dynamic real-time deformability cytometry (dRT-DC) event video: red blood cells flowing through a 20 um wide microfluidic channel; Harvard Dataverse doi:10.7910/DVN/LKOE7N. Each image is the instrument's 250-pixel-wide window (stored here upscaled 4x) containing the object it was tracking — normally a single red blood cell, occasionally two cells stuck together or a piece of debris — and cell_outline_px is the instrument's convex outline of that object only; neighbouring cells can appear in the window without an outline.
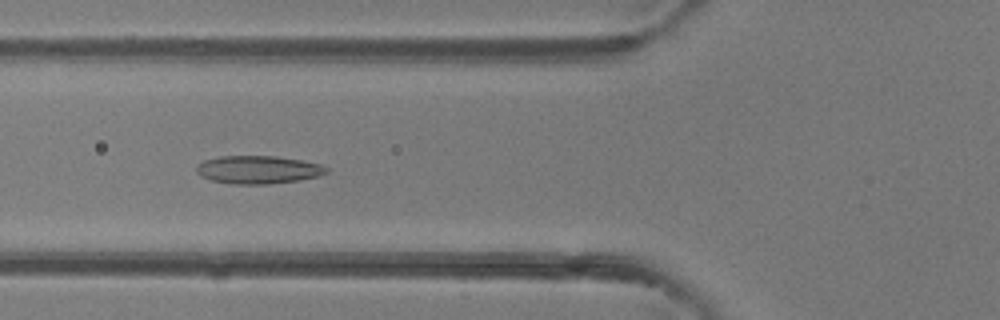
{"species": "common noctule bat (a hibernating species)", "species_latin": "Nyctalus noctula", "temperature_condition": "room temperature", "stored_images_in_passage": 47, "camera_frame_rate_fps": 3000, "um_per_image_px": 0.085, "animal": {"sex": "female"}, "frame": {"image": 1, "passage_image": 18, "time_ms": 5.667, "image_size_px": [1000, 320], "cell_outline_px": [[328, 172], [316, 176], [300, 180], [268, 184], [232, 184], [212, 180], [200, 176], [196, 172], [196, 164], [204, 160], [220, 156], [276, 156], [300, 160], [320, 164], [328, 168]], "centroid_in_image_um": [21.9, 14.42], "position_along_channel_um": 103.9, "area_um2": 21.21}}
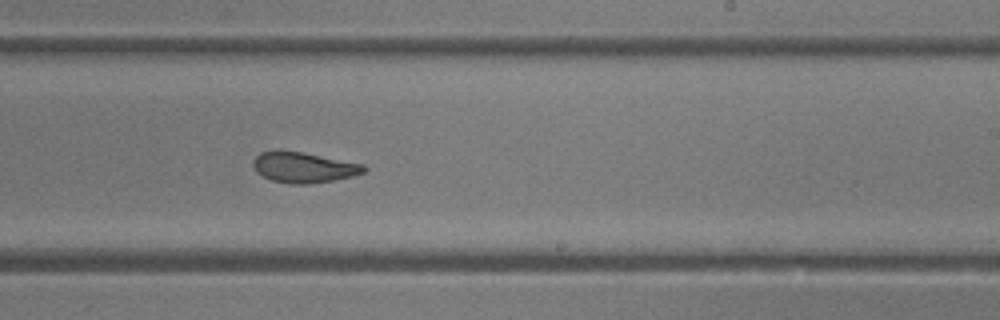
{"frame": {"image": 2, "passage_image": 29, "time_ms": 9.333, "image_size_px": [1000, 320], "cell_outline_px": [[368, 168], [364, 172], [352, 176], [312, 184], [288, 184], [272, 180], [256, 172], [252, 164], [252, 160], [260, 152], [304, 152], [364, 164]], "centroid_in_image_um": [25.83, 14.24], "position_along_channel_um": 263.2, "area_um2": 19.54}}
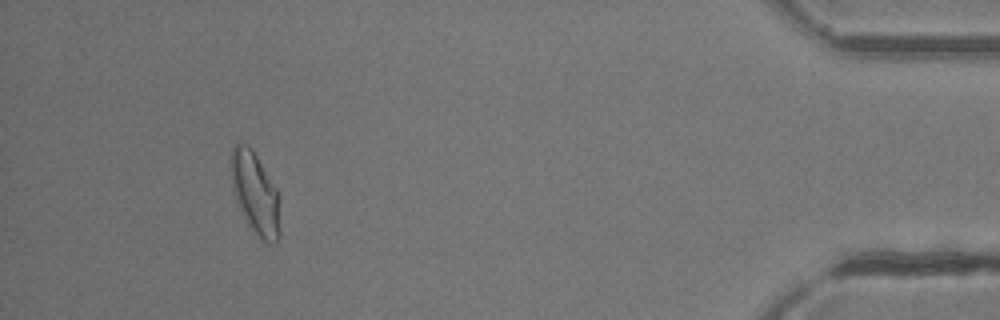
{"frame": {"image": 3, "passage_image": 44, "time_ms": 14.333, "image_size_px": [1000, 320], "cell_outline_px": [[280, 236], [276, 244], [268, 244], [256, 236], [232, 188], [228, 160], [232, 148], [236, 144], [248, 144], [252, 148], [276, 188]], "centroid_in_image_um": [21.67, 16.38], "position_along_channel_um": 413.5, "area_um2": 23.0}, "authors_computed_cell_mechanics": {"area_um2": 21.2704, "velocity_mm_per_s": 4.337, "shape_relaxation_time_tau1_ms": 10.5455, "shape_relaxation_time_tau2_ms": 2.0189, "deformation_change_tau1": 0.2445, "deformation_change_tau2": 0.0874}}